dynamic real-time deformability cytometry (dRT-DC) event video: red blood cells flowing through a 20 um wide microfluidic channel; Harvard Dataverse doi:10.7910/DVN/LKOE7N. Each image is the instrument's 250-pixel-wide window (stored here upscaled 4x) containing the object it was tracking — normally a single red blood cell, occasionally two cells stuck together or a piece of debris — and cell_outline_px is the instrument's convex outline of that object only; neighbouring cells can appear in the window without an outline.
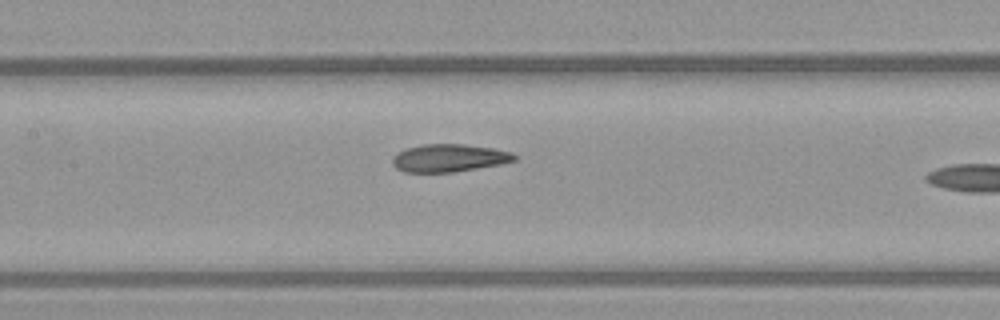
{"species": "common noctule bat (a hibernating species)", "species_latin": "Nyctalus noctula", "temperature_condition": "warm", "stored_images_in_passage": 29, "camera_frame_rate_fps": 3000, "um_per_image_px": 0.085, "animal": {"sex": "female", "body_mass_g": 21.9}, "frame": {"image": 1, "passage_image": 21, "time_ms": 6.667, "image_size_px": [1000, 320], "cell_outline_px": [[516, 160], [500, 164], [452, 172], [404, 172], [396, 168], [392, 164], [392, 156], [408, 148], [424, 144], [464, 144], [492, 148], [512, 152], [516, 156]], "centroid_in_image_um": [38.16, 13.43], "position_along_channel_um": 169.2, "area_um2": 19.54}}